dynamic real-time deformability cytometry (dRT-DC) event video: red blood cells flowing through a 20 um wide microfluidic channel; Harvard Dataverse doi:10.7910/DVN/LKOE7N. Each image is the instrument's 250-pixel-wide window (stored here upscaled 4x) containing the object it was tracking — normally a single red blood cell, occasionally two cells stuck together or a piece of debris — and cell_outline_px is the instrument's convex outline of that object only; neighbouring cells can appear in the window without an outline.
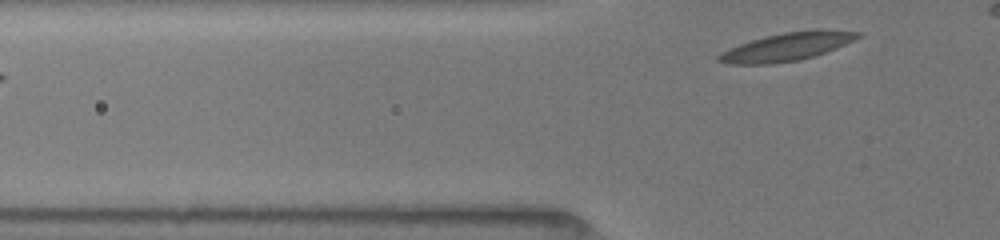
{"species": "common noctule bat (a hibernating species)", "species_latin": "Nyctalus noctula", "temperature_condition": "room temperature", "stored_images_in_passage": 3, "segment_of_instrument_passage": [2, 2], "camera_frame_rate_fps": 3000, "um_per_image_px": 0.085, "animal": {"sex": "female", "body_mass_g": 19.5, "forearm_length_mm": 54.1}, "frame": {"image": 1, "passage_image": 3, "time_ms": 1.667, "image_size_px": [1000, 240], "cell_outline_px": [[860, 36], [836, 48], [812, 56], [796, 60], [768, 64], [728, 64], [716, 60], [716, 56], [720, 52], [740, 44], [764, 36], [784, 32], [820, 28], [824, 28], [860, 32]], "centroid_in_image_um": [66.86, 3.95], "position_along_channel_um": 58.9, "area_um2": 22.66}}